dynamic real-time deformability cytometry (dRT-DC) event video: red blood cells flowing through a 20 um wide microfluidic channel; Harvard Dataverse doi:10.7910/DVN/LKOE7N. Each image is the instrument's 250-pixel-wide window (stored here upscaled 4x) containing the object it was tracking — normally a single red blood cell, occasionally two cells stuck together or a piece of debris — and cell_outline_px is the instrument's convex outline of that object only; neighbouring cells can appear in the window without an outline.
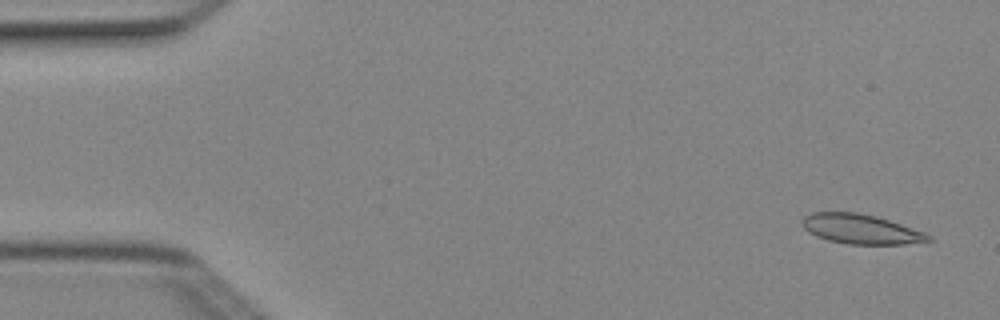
{"species": "Egyptian fruit bat (a non-hibernating species)", "species_latin": "Rousettus aegyptiacus", "temperature_condition": "cold", "stored_images_in_passage": 4, "camera_frame_rate_fps": 3000, "um_per_image_px": 0.085, "animal": {"sex": "female"}, "frame": {"image": 1, "passage_image": 1, "time_ms": 0.0, "image_size_px": [1000, 320], "cell_outline_px": [[936, 240], [904, 244], [848, 244], [828, 240], [816, 236], [808, 232], [804, 228], [804, 216], [812, 212], [856, 212], [876, 216], [924, 232], [932, 236]], "centroid_in_image_um": [73.2, 19.48], "position_along_channel_um": 11.8, "area_um2": 21.68}}
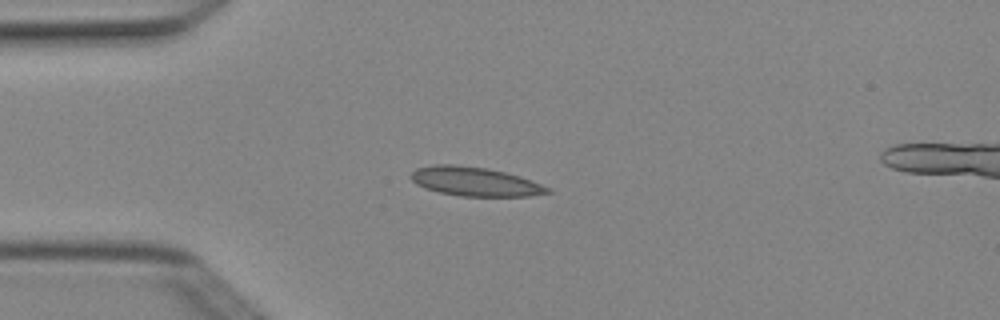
{"frame": {"image": 2, "passage_image": 4, "time_ms": 1.0, "image_size_px": [1000, 320], "cell_outline_px": [[552, 192], [528, 196], [460, 196], [440, 192], [424, 188], [416, 184], [408, 176], [416, 168], [432, 164], [452, 164], [488, 168], [520, 176], [552, 188]], "centroid_in_image_um": [40.35, 15.42], "position_along_channel_um": 44.6, "area_um2": 23.24}}